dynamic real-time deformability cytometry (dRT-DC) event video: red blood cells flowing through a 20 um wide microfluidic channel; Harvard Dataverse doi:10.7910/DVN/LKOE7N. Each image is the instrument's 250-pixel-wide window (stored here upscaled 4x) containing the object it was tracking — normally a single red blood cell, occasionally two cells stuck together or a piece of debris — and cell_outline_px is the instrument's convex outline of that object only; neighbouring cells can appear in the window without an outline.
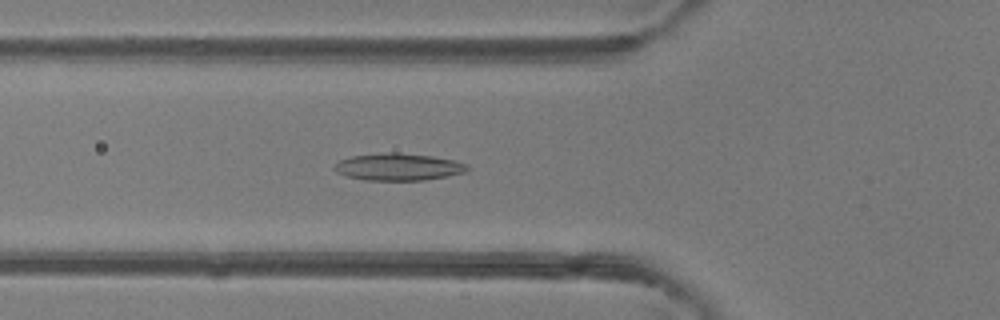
{"species": "common noctule bat (a hibernating species)", "species_latin": "Nyctalus noctula", "temperature_condition": "room temperature", "stored_images_in_passage": 47, "camera_frame_rate_fps": 3000, "um_per_image_px": 0.085, "animal": {"sex": "female"}, "frame": {"image": 1, "passage_image": 16, "time_ms": 5.0, "image_size_px": [1000, 320], "cell_outline_px": [[468, 168], [464, 172], [448, 176], [424, 180], [364, 180], [348, 176], [336, 172], [332, 168], [340, 160], [352, 156], [388, 152], [400, 152], [432, 156], [452, 160], [468, 164]], "centroid_in_image_um": [33.85, 14.18], "position_along_channel_um": 92.0, "area_um2": 20.92}}
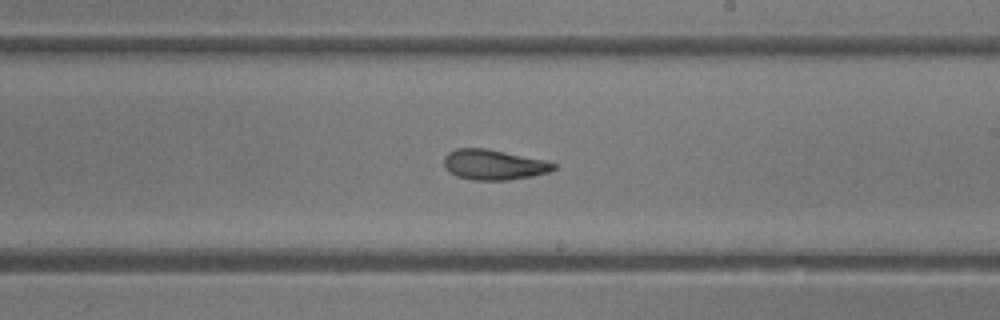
{"frame": {"image": 2, "passage_image": 27, "time_ms": 8.667, "image_size_px": [1000, 320], "cell_outline_px": [[556, 168], [548, 172], [532, 176], [508, 180], [472, 180], [456, 176], [444, 164], [444, 156], [448, 152], [456, 148], [488, 148], [548, 160], [556, 164]], "centroid_in_image_um": [42.0, 13.98], "position_along_channel_um": 247.0, "area_um2": 19.48}}
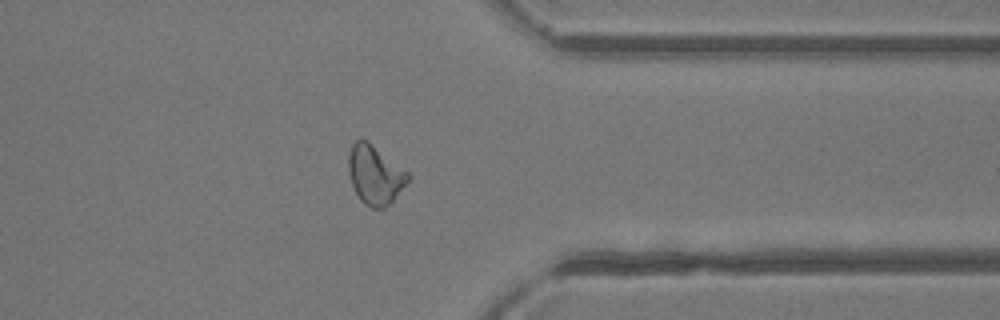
{"frame": {"image": 3, "passage_image": 37, "time_ms": 12.0, "image_size_px": [1000, 320], "cell_outline_px": [[412, 176], [392, 200], [384, 208], [372, 208], [364, 204], [360, 200], [352, 184], [348, 168], [348, 156], [352, 144], [356, 140], [368, 140], [408, 172]], "centroid_in_image_um": [31.87, 14.84], "position_along_channel_um": 379.5, "area_um2": 20.23}, "authors_computed_cell_mechanics": {"area_um2": 20.4612, "velocity_mm_per_s": 4.2198, "shape_relaxation_time_tau1_ms": 4.2895, "shape_relaxation_time_tau2_ms": 2.3623, "deformation_change_tau1": 0.1614, "deformation_change_tau2": 0.0993}}